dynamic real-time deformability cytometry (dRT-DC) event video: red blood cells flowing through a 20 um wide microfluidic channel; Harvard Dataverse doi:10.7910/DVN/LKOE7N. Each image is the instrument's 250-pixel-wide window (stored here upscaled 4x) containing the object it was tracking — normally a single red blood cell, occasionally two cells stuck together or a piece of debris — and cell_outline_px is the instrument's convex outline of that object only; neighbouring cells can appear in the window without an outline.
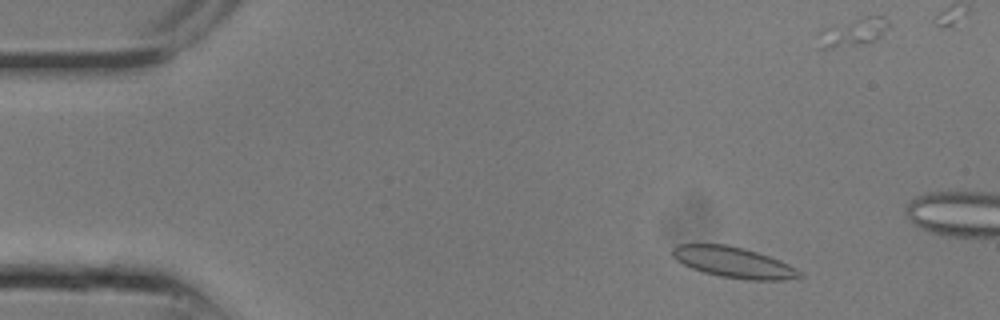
{"species": "common noctule bat (a hibernating species)", "species_latin": "Nyctalus noctula", "temperature_condition": "room temperature", "stored_images_in_passage": 7, "camera_frame_rate_fps": 3000, "um_per_image_px": 0.085, "animal": {"sex": "male", "body_mass_g": 13.3}, "frame": {"image": 1, "passage_image": 2, "time_ms": 0.333, "image_size_px": [1000, 320], "cell_outline_px": [[804, 276], [784, 280], [748, 280], [720, 276], [704, 272], [692, 268], [676, 260], [672, 256], [672, 248], [676, 244], [724, 244], [756, 252], [780, 260], [804, 272]], "centroid_in_image_um": [62.37, 22.31], "position_along_channel_um": 22.6, "area_um2": 22.72}}